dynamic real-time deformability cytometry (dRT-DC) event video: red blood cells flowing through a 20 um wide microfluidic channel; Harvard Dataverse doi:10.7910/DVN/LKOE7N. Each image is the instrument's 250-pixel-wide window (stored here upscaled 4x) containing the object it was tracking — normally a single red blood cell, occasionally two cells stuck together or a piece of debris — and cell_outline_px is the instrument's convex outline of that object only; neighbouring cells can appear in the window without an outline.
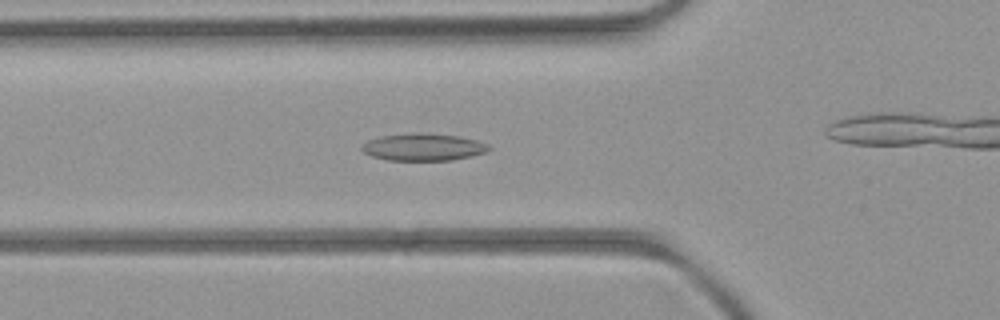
{"species": "common noctule bat (a hibernating species)", "species_latin": "Nyctalus noctula", "temperature_condition": "room temperature", "stored_images_in_passage": 45, "camera_frame_rate_fps": 3000, "um_per_image_px": 0.085, "animal": {"sex": "female", "body_mass_g": 21.9}, "frame": {"image": 1, "passage_image": 19, "time_ms": 6.0, "image_size_px": [1000, 320], "cell_outline_px": [[492, 148], [484, 152], [472, 156], [452, 160], [388, 160], [372, 156], [364, 152], [360, 148], [368, 140], [380, 136], [420, 132], [460, 136], [476, 140], [488, 144]], "centroid_in_image_um": [35.99, 12.49], "position_along_channel_um": 89.8, "area_um2": 20.11}}
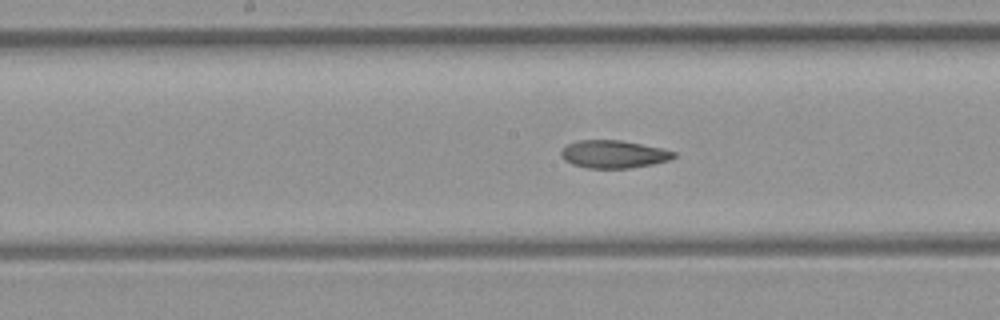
{"frame": {"image": 2, "passage_image": 27, "time_ms": 8.667, "image_size_px": [1000, 320], "cell_outline_px": [[676, 156], [668, 160], [652, 164], [628, 168], [588, 168], [572, 164], [564, 160], [560, 156], [560, 152], [568, 144], [580, 140], [620, 140], [660, 148], [676, 152]], "centroid_in_image_um": [52.13, 13.11], "position_along_channel_um": 196.1, "area_um2": 18.03}}
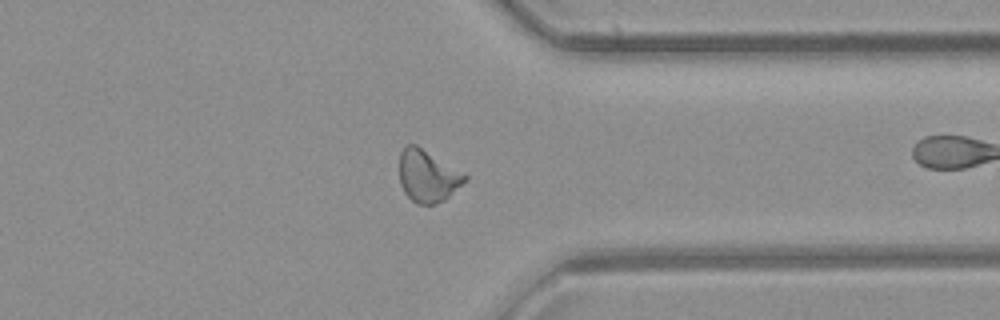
{"frame": {"image": 3, "passage_image": 41, "time_ms": 13.333, "image_size_px": [1000, 320], "cell_outline_px": [[468, 180], [444, 200], [436, 204], [416, 204], [404, 192], [400, 184], [400, 152], [404, 144], [416, 144], [464, 172], [468, 176]], "centroid_in_image_um": [36.36, 14.94], "position_along_channel_um": 375.0, "area_um2": 20.11}}